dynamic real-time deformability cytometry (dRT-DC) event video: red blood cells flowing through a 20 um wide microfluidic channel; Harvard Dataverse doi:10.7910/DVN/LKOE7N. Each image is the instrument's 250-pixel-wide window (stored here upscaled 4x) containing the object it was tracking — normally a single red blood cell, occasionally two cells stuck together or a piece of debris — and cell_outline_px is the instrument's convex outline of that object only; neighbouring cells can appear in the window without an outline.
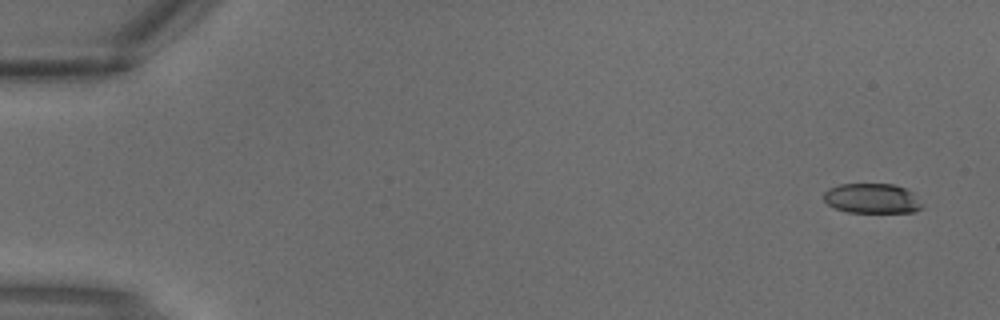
{"species": "common noctule bat (a hibernating species)", "species_latin": "Nyctalus noctula", "temperature_condition": "warm", "stored_images_in_passage": 3, "camera_frame_rate_fps": 3000, "um_per_image_px": 0.085, "animal": {"sex": "male", "body_mass_g": 18.8}, "frame": {"image": 1, "passage_image": 1, "time_ms": 0.0, "image_size_px": [1000, 320], "cell_outline_px": [[924, 208], [912, 212], [848, 212], [836, 208], [828, 204], [824, 200], [824, 192], [828, 188], [840, 184], [892, 184], [904, 188], [912, 192]], "centroid_in_image_um": [74.11, 16.86], "position_along_channel_um": 10.9, "area_um2": 16.99}}
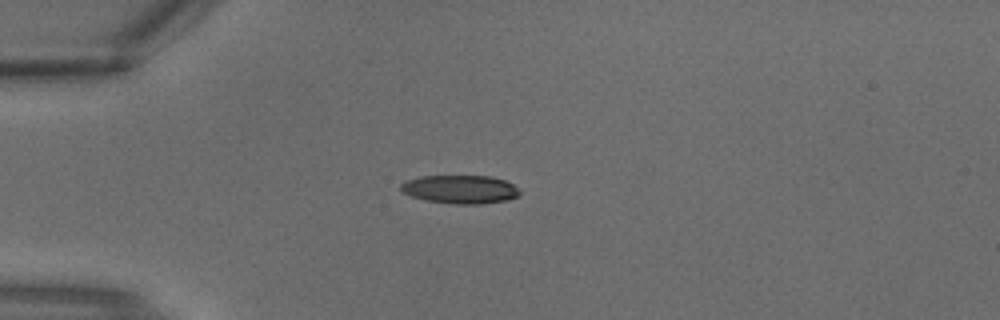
{"frame": {"image": 2, "passage_image": 3, "time_ms": 0.667, "image_size_px": [1000, 320], "cell_outline_px": [[520, 196], [504, 200], [480, 204], [456, 204], [428, 200], [412, 196], [404, 192], [400, 188], [400, 184], [404, 180], [420, 176], [492, 176], [504, 180], [512, 184], [520, 192]], "centroid_in_image_um": [39.1, 16.08], "position_along_channel_um": 45.9, "area_um2": 19.54}}